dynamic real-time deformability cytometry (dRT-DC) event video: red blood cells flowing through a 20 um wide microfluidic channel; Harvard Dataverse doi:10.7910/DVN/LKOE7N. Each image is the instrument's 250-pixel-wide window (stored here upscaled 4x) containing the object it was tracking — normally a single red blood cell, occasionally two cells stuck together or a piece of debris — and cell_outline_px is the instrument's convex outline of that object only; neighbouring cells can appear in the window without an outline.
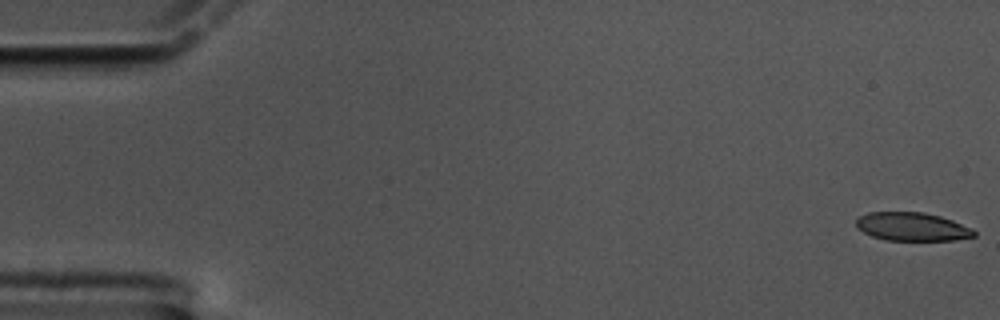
{"species": "common noctule bat (a hibernating species)", "species_latin": "Nyctalus noctula", "temperature_condition": "cold", "stored_images_in_passage": 60, "camera_frame_rate_fps": 3000, "um_per_image_px": 0.085, "animal": {"sex": "male", "body_mass_g": 17.5, "forearm_length_mm": 52.3}, "frame": {"image": 1, "passage_image": 1, "time_ms": 0.0, "image_size_px": [1000, 320], "cell_outline_px": [[976, 236], [956, 240], [884, 240], [872, 236], [856, 228], [856, 220], [860, 216], [868, 212], [924, 212], [940, 216], [952, 220], [972, 228], [976, 232]], "centroid_in_image_um": [77.53, 19.27], "position_along_channel_um": 7.5, "area_um2": 19.59}}
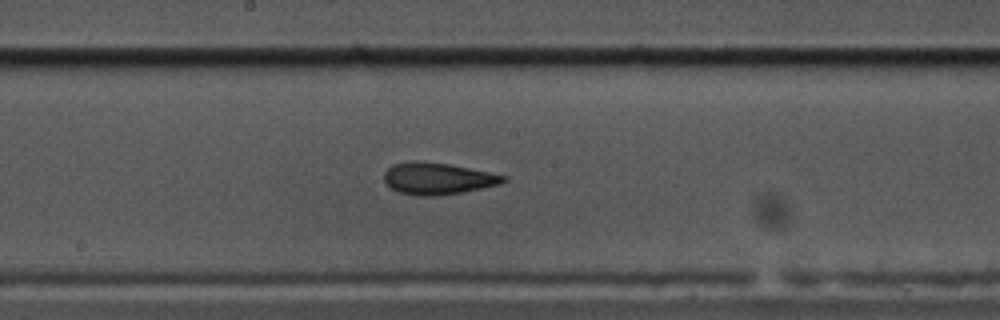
{"frame": {"image": 2, "passage_image": 32, "time_ms": 10.333, "image_size_px": [1000, 320], "cell_outline_px": [[508, 180], [500, 184], [460, 192], [436, 196], [416, 196], [400, 192], [392, 188], [384, 180], [384, 172], [392, 164], [424, 160], [448, 164], [508, 176]], "centroid_in_image_um": [37.2, 15.17], "position_along_channel_um": 211.0, "area_um2": 21.91}}
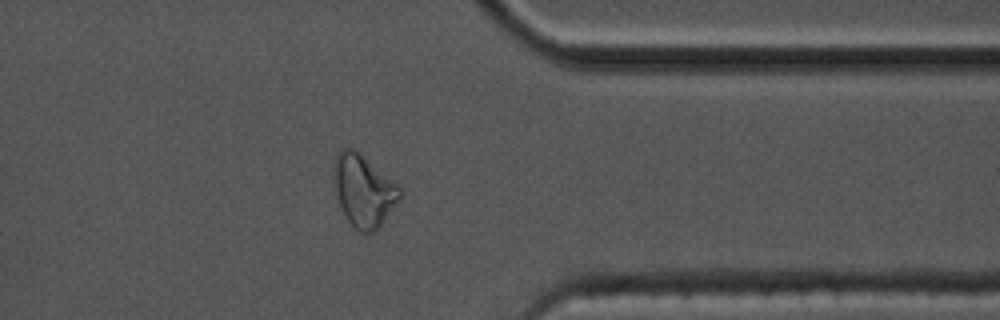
{"frame": {"image": 3, "passage_image": 48, "time_ms": 15.667, "image_size_px": [1000, 320], "cell_outline_px": [[404, 192], [376, 232], [360, 232], [344, 216], [336, 192], [332, 164], [340, 148], [352, 148], [360, 152], [396, 184]], "centroid_in_image_um": [30.89, 16.19], "position_along_channel_um": 380.5, "area_um2": 27.46}, "authors_computed_cell_mechanics": {"area_um2": 21.964, "velocity_mm_per_s": 3.3413, "shape_relaxation_time_tau1_ms": 9.793, "shape_relaxation_time_tau2_ms": 2.6572, "deformation_change_tau1": 0.2054, "deformation_change_tau2": 0.084}}